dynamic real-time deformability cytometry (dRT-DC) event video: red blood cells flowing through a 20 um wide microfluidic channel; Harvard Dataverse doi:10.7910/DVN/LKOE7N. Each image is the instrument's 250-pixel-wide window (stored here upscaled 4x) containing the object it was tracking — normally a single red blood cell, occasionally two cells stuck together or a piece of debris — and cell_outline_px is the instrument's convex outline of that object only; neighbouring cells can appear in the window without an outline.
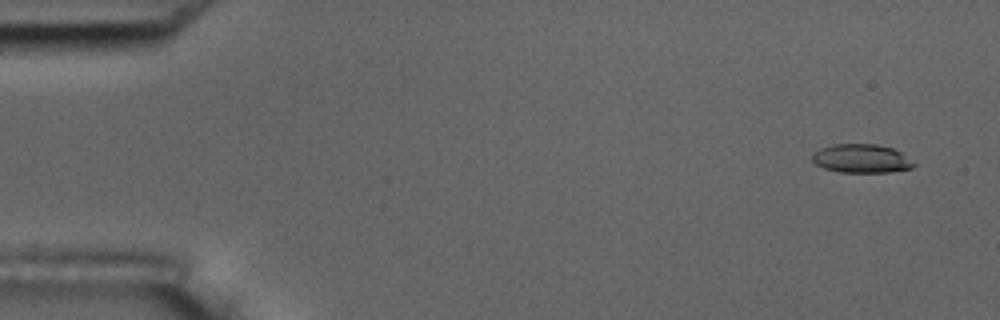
{"species": "common noctule bat (a hibernating species)", "species_latin": "Nyctalus noctula", "temperature_condition": "room temperature", "stored_images_in_passage": 5, "camera_frame_rate_fps": 3000, "um_per_image_px": 0.085, "animal": {"sex": "male", "body_mass_g": 17.5, "forearm_length_mm": 52.3}, "frame": {"image": 1, "passage_image": 1, "time_ms": 0.0, "image_size_px": [1000, 320], "cell_outline_px": [[916, 164], [912, 168], [888, 172], [840, 172], [824, 168], [816, 164], [812, 160], [812, 156], [820, 148], [836, 144], [876, 144], [892, 148], [900, 152]], "centroid_in_image_um": [73.22, 13.48], "position_along_channel_um": 11.8, "area_um2": 16.76}}
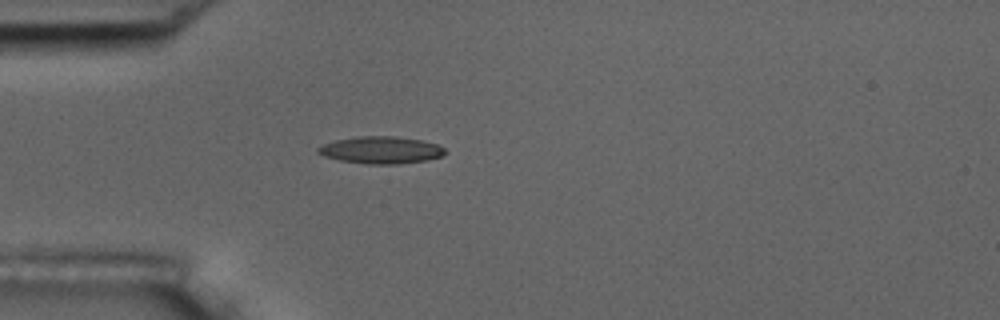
{"frame": {"image": 2, "passage_image": 5, "time_ms": 1.333, "image_size_px": [1000, 320], "cell_outline_px": [[448, 152], [444, 156], [424, 160], [400, 164], [364, 164], [340, 160], [324, 156], [316, 152], [316, 148], [324, 144], [336, 140], [356, 136], [396, 136], [420, 140], [436, 144], [444, 148]], "centroid_in_image_um": [32.38, 12.75], "position_along_channel_um": 52.6, "area_um2": 20.17}}